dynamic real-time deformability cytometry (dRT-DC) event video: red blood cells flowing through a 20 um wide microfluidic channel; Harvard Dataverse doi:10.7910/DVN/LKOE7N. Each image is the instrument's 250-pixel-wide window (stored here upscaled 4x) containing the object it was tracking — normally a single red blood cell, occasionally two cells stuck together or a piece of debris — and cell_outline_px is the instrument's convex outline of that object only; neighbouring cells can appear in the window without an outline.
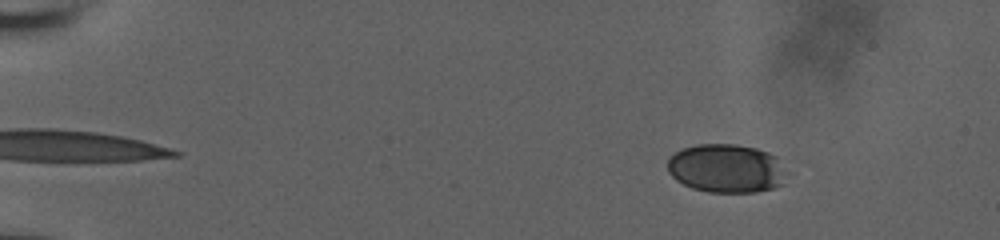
{"species": "human", "species_latin": "Homo sapiens", "temperature_condition": "room temperature", "stored_images_in_passage": 10, "camera_frame_rate_fps": 3000, "um_per_image_px": 0.085, "donor": {"sex": "male"}, "frame": {"image": 1, "passage_image": 1, "time_ms": 0.0, "image_size_px": [1000, 240], "cell_outline_px": [[788, 172], [784, 184], [772, 188], [756, 192], [708, 192], [692, 188], [676, 180], [668, 172], [668, 156], [684, 148], [696, 144], [736, 144], [756, 148], [768, 152], [776, 156]], "centroid_in_image_um": [61.76, 14.31], "position_along_channel_um": 23.2, "area_um2": 34.16}}
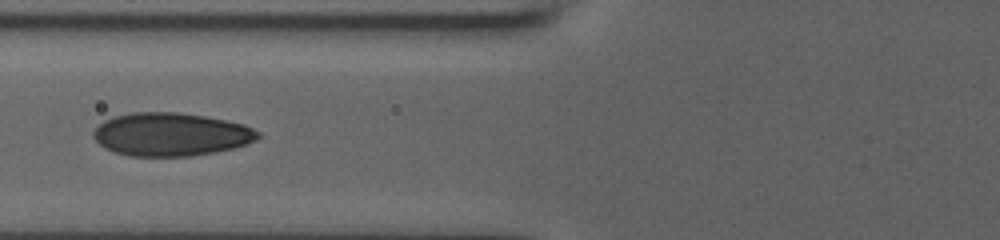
{"frame": {"image": 2, "passage_image": 7, "time_ms": 2.0, "image_size_px": [1000, 240], "cell_outline_px": [[260, 136], [256, 140], [232, 148], [216, 152], [188, 156], [128, 156], [104, 148], [92, 136], [92, 132], [104, 120], [116, 116], [132, 112], [176, 112], [204, 116], [244, 124], [260, 132]], "centroid_in_image_um": [14.51, 11.42], "position_along_channel_um": 111.3, "area_um2": 41.27}}
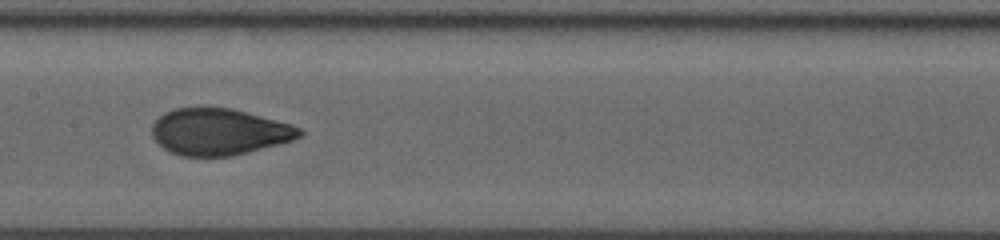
{"frame": {"image": 3, "passage_image": 9, "time_ms": 2.667, "image_size_px": [1000, 240], "cell_outline_px": [[304, 132], [300, 136], [292, 140], [248, 152], [232, 156], [180, 156], [168, 152], [152, 136], [152, 124], [164, 112], [172, 108], [232, 108], [292, 124], [300, 128]], "centroid_in_image_um": [18.61, 11.2], "position_along_channel_um": 188.8, "area_um2": 39.94}}